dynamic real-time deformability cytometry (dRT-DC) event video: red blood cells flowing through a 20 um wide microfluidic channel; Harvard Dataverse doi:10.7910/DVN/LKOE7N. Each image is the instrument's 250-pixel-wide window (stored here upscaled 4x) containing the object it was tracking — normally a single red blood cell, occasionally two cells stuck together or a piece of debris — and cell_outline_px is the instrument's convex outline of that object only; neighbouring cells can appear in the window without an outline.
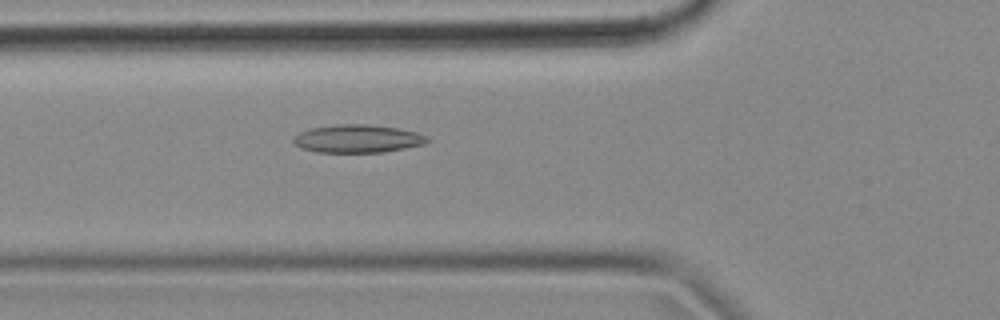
{"species": "common noctule bat (a hibernating species)", "species_latin": "Nyctalus noctula", "temperature_condition": "cold", "stored_images_in_passage": 49, "camera_frame_rate_fps": 3000, "um_per_image_px": 0.085, "animal": {"sex": "female", "body_mass_g": 18.4}, "frame": {"image": 1, "passage_image": 14, "time_ms": 4.333, "image_size_px": [1000, 320], "cell_outline_px": [[432, 140], [424, 144], [384, 152], [316, 152], [300, 148], [292, 140], [300, 132], [312, 128], [336, 124], [368, 124], [396, 128], [416, 132], [428, 136]], "centroid_in_image_um": [30.42, 11.79], "position_along_channel_um": 95.4, "area_um2": 21.79}}
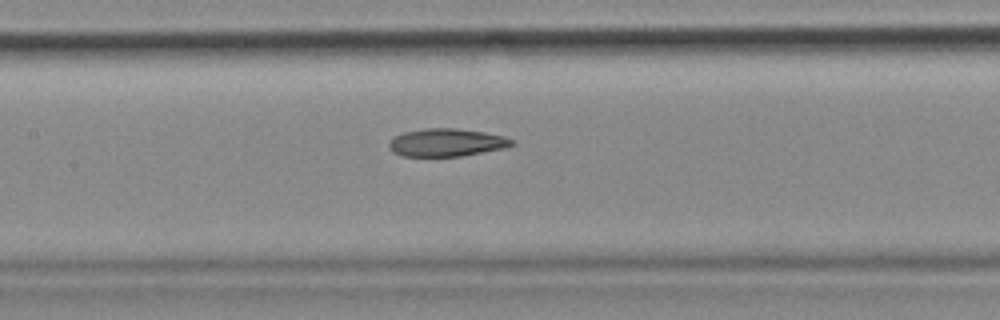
{"frame": {"image": 2, "passage_image": 20, "time_ms": 6.333, "image_size_px": [1000, 320], "cell_outline_px": [[516, 144], [504, 148], [460, 156], [400, 156], [392, 152], [388, 148], [388, 144], [396, 136], [404, 132], [424, 128], [456, 128], [484, 132], [504, 136], [516, 140]], "centroid_in_image_um": [37.97, 12.11], "position_along_channel_um": 169.4, "area_um2": 20.0}}
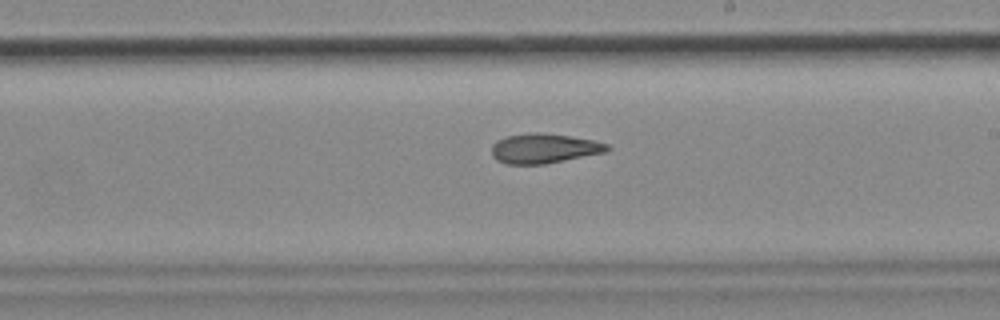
{"frame": {"image": 3, "passage_image": 26, "time_ms": 8.333, "image_size_px": [1000, 320], "cell_outline_px": [[612, 148], [608, 152], [544, 164], [504, 164], [496, 160], [492, 156], [492, 144], [496, 140], [508, 136], [528, 132], [536, 132], [568, 136], [592, 140], [608, 144]], "centroid_in_image_um": [46.24, 12.62], "position_along_channel_um": 242.8, "area_um2": 20.11}, "authors_computed_cell_mechanics": {"area_um2": 20.5768, "velocity_mm_per_s": 3.6893, "shape_relaxation_time_tau1_ms": null, "shape_relaxation_time_tau2_ms": 4.903, "deformation_change_tau1": null, "deformation_change_tau2": 0.1301}}